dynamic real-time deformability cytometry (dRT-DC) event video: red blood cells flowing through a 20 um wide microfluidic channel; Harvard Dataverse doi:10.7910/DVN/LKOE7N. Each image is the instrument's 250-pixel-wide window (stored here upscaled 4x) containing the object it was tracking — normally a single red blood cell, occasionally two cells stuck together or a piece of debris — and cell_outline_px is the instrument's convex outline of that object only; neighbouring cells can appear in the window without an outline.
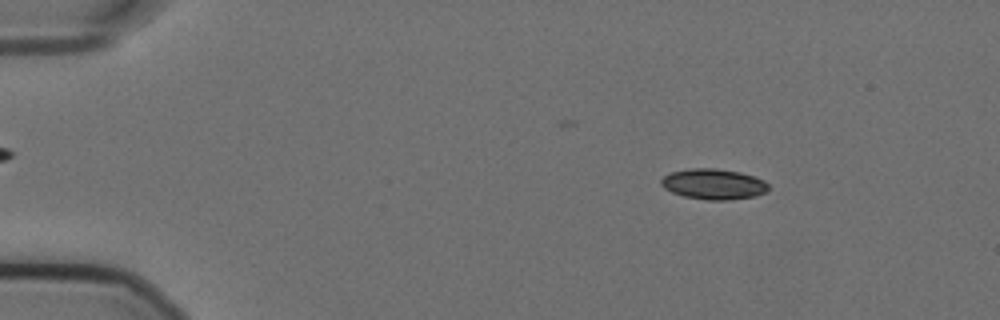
{"species": "Egyptian fruit bat (a non-hibernating species)", "species_latin": "Rousettus aegyptiacus", "temperature_condition": "cold", "stored_images_in_passage": 56, "camera_frame_rate_fps": 3000, "um_per_image_px": 0.085, "animal": {"sex": "female"}, "frame": {"image": 1, "passage_image": 8, "time_ms": 2.333, "image_size_px": [1000, 320], "cell_outline_px": [[768, 192], [756, 196], [732, 200], [708, 200], [684, 196], [672, 192], [664, 188], [660, 184], [660, 180], [668, 172], [688, 168], [716, 168], [740, 172], [764, 180], [768, 184]], "centroid_in_image_um": [60.64, 15.64], "position_along_channel_um": 24.4, "area_um2": 19.36}}
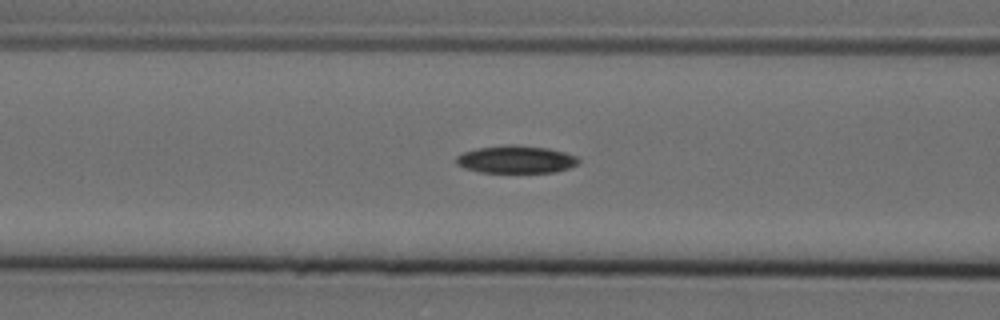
{"frame": {"image": 2, "passage_image": 23, "time_ms": 7.333, "image_size_px": [1000, 320], "cell_outline_px": [[580, 160], [576, 164], [568, 168], [556, 172], [480, 172], [464, 168], [456, 164], [456, 156], [464, 152], [476, 148], [508, 144], [512, 144], [548, 148], [564, 152], [576, 156]], "centroid_in_image_um": [43.83, 13.54], "position_along_channel_um": 122.8, "area_um2": 19.65}}
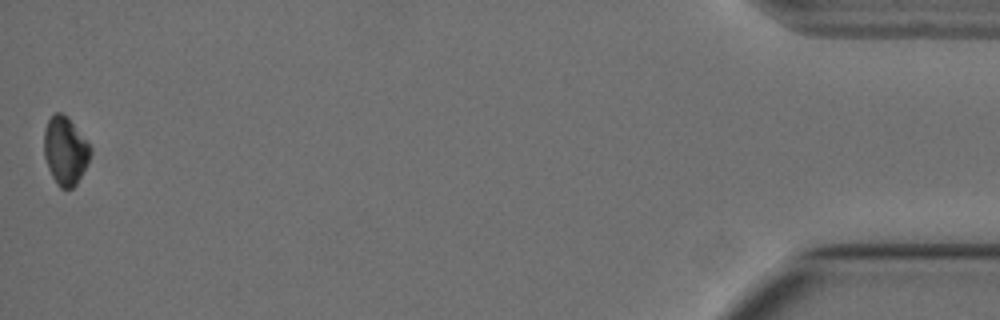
{"frame": {"image": 3, "passage_image": 56, "time_ms": 18.333, "image_size_px": [1000, 320], "cell_outline_px": [[92, 152], [88, 164], [76, 184], [72, 188], [60, 188], [56, 184], [48, 168], [44, 156], [44, 128], [48, 120], [56, 112], [60, 112], [68, 116], [92, 148]], "centroid_in_image_um": [5.55, 12.81], "position_along_channel_um": 429.6, "area_um2": 18.55}, "authors_computed_cell_mechanics": {"area_um2": 19.2763, "velocity_mm_per_s": 3.5901, "shape_relaxation_time_tau1_ms": 7.8762, "shape_relaxation_time_tau2_ms": null, "deformation_change_tau1": 0.1265, "deformation_change_tau2": null}}